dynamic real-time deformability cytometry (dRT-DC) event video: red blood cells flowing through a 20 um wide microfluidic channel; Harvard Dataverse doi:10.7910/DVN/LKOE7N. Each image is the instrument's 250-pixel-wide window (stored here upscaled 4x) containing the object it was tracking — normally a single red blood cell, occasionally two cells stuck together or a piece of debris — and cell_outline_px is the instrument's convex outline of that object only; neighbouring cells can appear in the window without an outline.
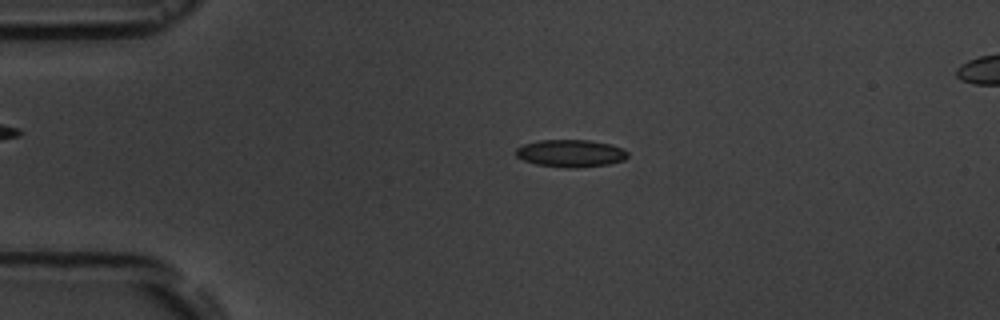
{"species": "common noctule bat (a hibernating species)", "species_latin": "Nyctalus noctula", "temperature_condition": "room temperature", "stored_images_in_passage": 4, "camera_frame_rate_fps": 3000, "um_per_image_px": 0.085, "animal": {"sex": "male", "body_mass_g": 19.5, "forearm_length_mm": 54.6}, "frame": {"image": 1, "passage_image": 3, "time_ms": 2.333, "image_size_px": [1000, 320], "cell_outline_px": [[628, 156], [624, 160], [608, 164], [576, 168], [568, 168], [536, 164], [524, 160], [516, 156], [516, 148], [524, 144], [540, 140], [592, 140], [612, 144], [624, 148], [628, 152]], "centroid_in_image_um": [48.54, 13.02], "position_along_channel_um": 36.5, "area_um2": 17.98}}